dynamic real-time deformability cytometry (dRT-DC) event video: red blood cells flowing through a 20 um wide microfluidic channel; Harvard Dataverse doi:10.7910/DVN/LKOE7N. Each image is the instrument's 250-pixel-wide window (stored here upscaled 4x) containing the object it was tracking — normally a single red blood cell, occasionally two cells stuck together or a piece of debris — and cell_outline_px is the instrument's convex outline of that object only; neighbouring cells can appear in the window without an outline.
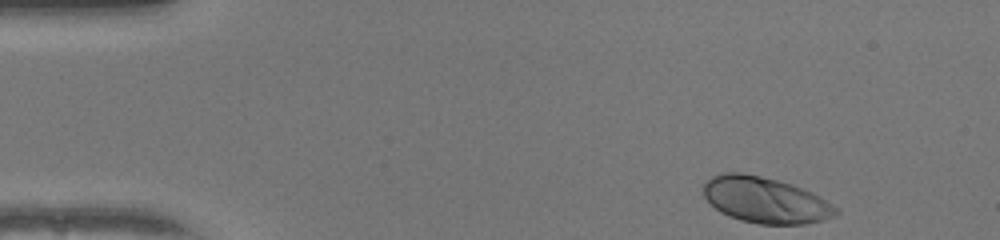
{"species": "human", "species_latin": "Homo sapiens", "temperature_condition": "warm", "stored_images_in_passage": 47, "camera_frame_rate_fps": 3000, "um_per_image_px": 0.085, "donor": {"sex": "female"}, "frame": {"image": 1, "passage_image": 1, "time_ms": 0.0, "image_size_px": [1000, 240], "cell_outline_px": [[840, 212], [836, 216], [824, 220], [804, 224], [760, 224], [740, 220], [728, 216], [720, 212], [704, 196], [704, 184], [712, 176], [724, 172], [744, 172], [792, 184], [812, 192], [820, 196], [840, 208]], "centroid_in_image_um": [65.1, 17.01], "position_along_channel_um": 19.9, "area_um2": 35.66}}
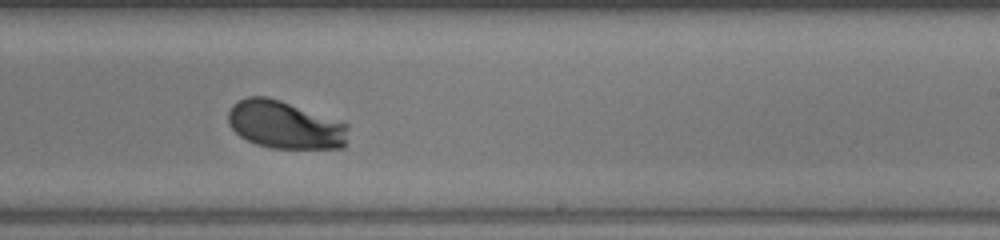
{"frame": {"image": 2, "passage_image": 27, "time_ms": 8.667, "image_size_px": [1000, 240], "cell_outline_px": [[348, 128], [344, 148], [272, 148], [256, 144], [240, 136], [228, 124], [228, 112], [232, 104], [236, 100], [248, 96], [264, 96], [280, 100], [348, 124]], "centroid_in_image_um": [24.18, 10.61], "position_along_channel_um": 264.8, "area_um2": 33.29}}
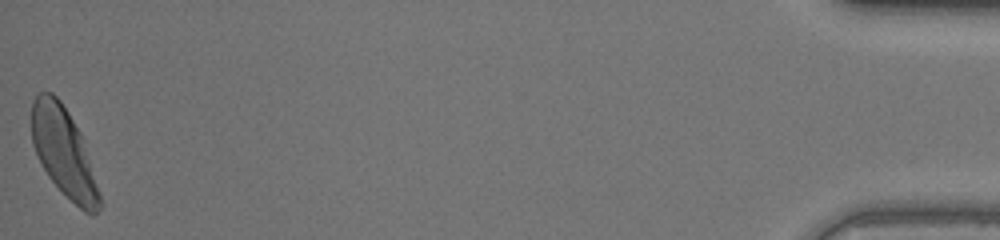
{"frame": {"image": 3, "passage_image": 47, "time_ms": 15.333, "image_size_px": [1000, 240], "cell_outline_px": [[100, 208], [92, 216], [84, 212], [48, 176], [40, 164], [32, 144], [32, 100], [40, 92], [52, 92], [60, 100], [68, 112], [80, 132], [100, 196]], "centroid_in_image_um": [5.38, 12.91], "position_along_channel_um": 429.8, "area_um2": 34.33}, "authors_computed_cell_mechanics": {"area_um2": 34.0442, "velocity_mm_per_s": 3.981, "shape_relaxation_time_tau1_ms": 2.2454, "shape_relaxation_time_tau2_ms": null, "deformation_change_tau1": 0.1736, "deformation_change_tau2": null}}